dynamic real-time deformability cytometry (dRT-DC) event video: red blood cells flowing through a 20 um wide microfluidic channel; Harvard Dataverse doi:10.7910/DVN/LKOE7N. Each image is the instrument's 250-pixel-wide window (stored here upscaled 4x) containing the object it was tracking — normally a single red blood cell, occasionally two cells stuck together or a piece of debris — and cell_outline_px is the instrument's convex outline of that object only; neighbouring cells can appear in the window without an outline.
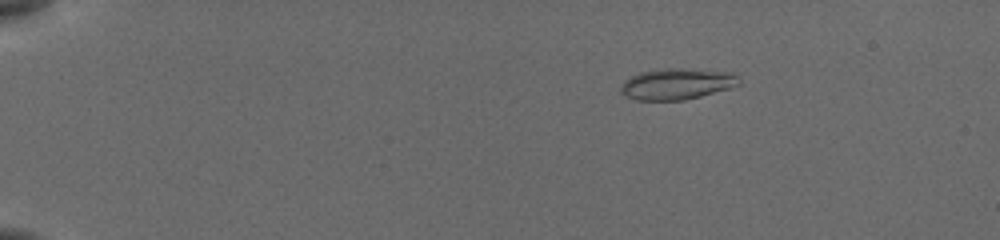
{"species": "common noctule bat (a hibernating species)", "species_latin": "Nyctalus noctula", "temperature_condition": "cold", "stored_images_in_passage": 46, "camera_frame_rate_fps": 3000, "um_per_image_px": 0.085, "animal": {"sex": "female", "body_mass_g": 19.5, "forearm_length_mm": 54.1}, "frame": {"image": 1, "passage_image": 2, "time_ms": 0.333, "image_size_px": [1000, 240], "cell_outline_px": [[740, 84], [732, 88], [684, 100], [636, 100], [620, 92], [620, 84], [624, 80], [640, 72], [664, 68], [680, 68], [736, 72], [740, 80]], "centroid_in_image_um": [57.57, 7.12], "position_along_channel_um": 27.4, "area_um2": 21.68}}
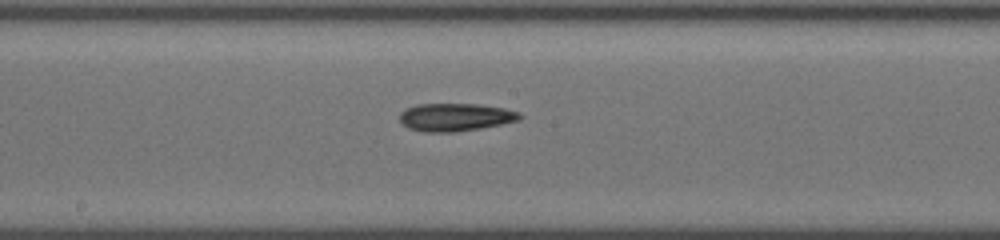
{"frame": {"image": 2, "passage_image": 24, "time_ms": 7.667, "image_size_px": [1000, 240], "cell_outline_px": [[524, 116], [520, 120], [480, 128], [456, 132], [424, 132], [408, 128], [400, 120], [400, 112], [404, 108], [416, 104], [480, 104], [504, 108], [520, 112]], "centroid_in_image_um": [38.71, 9.95], "position_along_channel_um": 209.5, "area_um2": 19.65}}
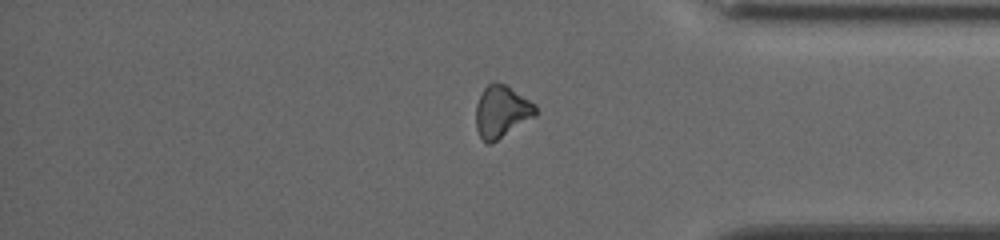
{"frame": {"image": 3, "passage_image": 39, "time_ms": 12.667, "image_size_px": [1000, 240], "cell_outline_px": [[536, 116], [492, 144], [484, 144], [476, 128], [476, 104], [484, 88], [488, 84], [496, 80], [504, 84], [536, 104]], "centroid_in_image_um": [42.62, 9.51], "position_along_channel_um": 392.6, "area_um2": 18.26}}